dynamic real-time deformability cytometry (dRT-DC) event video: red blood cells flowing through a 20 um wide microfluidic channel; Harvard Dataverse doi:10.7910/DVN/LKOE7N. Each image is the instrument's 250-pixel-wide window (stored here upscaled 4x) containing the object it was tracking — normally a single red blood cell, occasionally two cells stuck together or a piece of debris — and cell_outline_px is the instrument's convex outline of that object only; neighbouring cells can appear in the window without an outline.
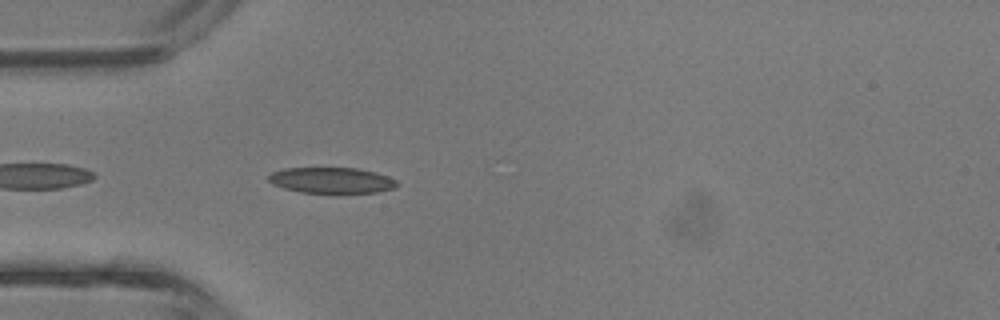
{"species": "common noctule bat (a hibernating species)", "species_latin": "Nyctalus noctula", "temperature_condition": "room temperature", "stored_images_in_passage": 3, "camera_frame_rate_fps": 3000, "um_per_image_px": 0.085, "animal": {"sex": "male", "body_mass_g": 13.3}, "frame": {"image": 1, "passage_image": 3, "time_ms": 0.667, "image_size_px": [1000, 320], "cell_outline_px": [[400, 184], [396, 188], [376, 192], [300, 192], [284, 188], [272, 184], [268, 180], [268, 176], [272, 172], [284, 168], [356, 168], [376, 172], [388, 176], [396, 180]], "centroid_in_image_um": [28.2, 15.31], "position_along_channel_um": 56.8, "area_um2": 19.25}}